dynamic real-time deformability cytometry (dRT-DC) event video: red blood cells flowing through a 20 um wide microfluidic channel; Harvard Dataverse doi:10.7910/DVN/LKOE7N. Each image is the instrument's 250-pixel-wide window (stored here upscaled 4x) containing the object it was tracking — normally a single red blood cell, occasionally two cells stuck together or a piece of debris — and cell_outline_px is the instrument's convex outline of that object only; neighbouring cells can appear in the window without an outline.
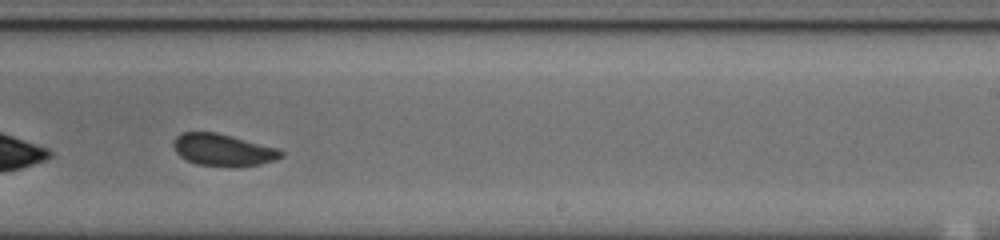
{"species": "common noctule bat (a hibernating species)", "species_latin": "Nyctalus noctula", "temperature_condition": "cold", "stored_images_in_passage": 33, "camera_frame_rate_fps": 3000, "um_per_image_px": 0.085, "animal": {"sex": "male", "body_mass_g": 20.0, "forearm_length_mm": 53.3}, "frame": {"image": 1, "passage_image": 19, "time_ms": 6.0, "image_size_px": [1000, 240], "cell_outline_px": [[284, 156], [276, 160], [260, 164], [232, 168], [196, 164], [180, 156], [176, 152], [172, 144], [176, 136], [184, 132], [216, 132], [276, 148], [284, 152]], "centroid_in_image_um": [18.96, 12.76], "position_along_channel_um": 270.0, "area_um2": 20.17}}